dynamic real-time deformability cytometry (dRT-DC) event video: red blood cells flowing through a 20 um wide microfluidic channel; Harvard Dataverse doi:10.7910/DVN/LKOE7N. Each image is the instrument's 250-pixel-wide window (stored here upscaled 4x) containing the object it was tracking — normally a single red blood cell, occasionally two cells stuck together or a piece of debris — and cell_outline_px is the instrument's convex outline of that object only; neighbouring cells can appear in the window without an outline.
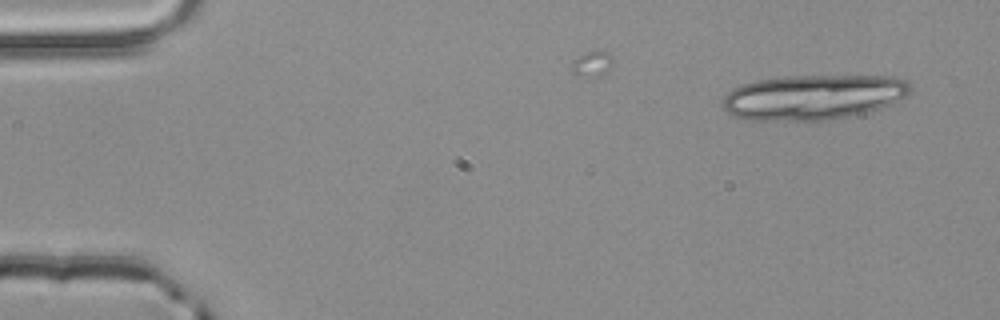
{"species": "common noctule bat (a hibernating species)", "species_latin": "Nyctalus noctula", "temperature_condition": "room temperature", "stored_images_in_passage": 2, "camera_frame_rate_fps": 3000, "um_per_image_px": 0.085, "animal": {"sex": "male", "body_mass_g": 20.4}, "frame": {"image": 1, "passage_image": 2, "time_ms": 0.333, "image_size_px": [1000, 320], "cell_outline_px": [[912, 88], [908, 96], [892, 104], [880, 108], [848, 116], [828, 120], [748, 120], [732, 116], [720, 104], [724, 96], [732, 88], [740, 84], [756, 80], [780, 76], [896, 76], [908, 80], [912, 84]], "centroid_in_image_um": [69.13, 8.24], "position_along_channel_um": 15.9, "area_um2": 49.88}}